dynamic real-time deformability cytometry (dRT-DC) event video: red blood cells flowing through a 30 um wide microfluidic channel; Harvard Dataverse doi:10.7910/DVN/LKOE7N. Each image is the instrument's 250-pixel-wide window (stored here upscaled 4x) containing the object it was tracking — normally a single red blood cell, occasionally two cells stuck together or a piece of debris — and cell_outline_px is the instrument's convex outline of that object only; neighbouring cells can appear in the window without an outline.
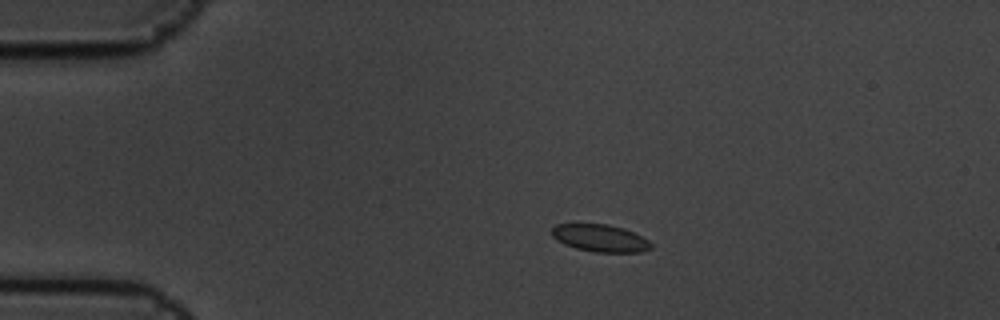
{"species": "common noctule bat (a hibernating species)", "species_latin": "Nyctalus noctula", "temperature_condition": "cold", "stored_images_in_passage": 6, "camera_frame_rate_fps": 3000, "um_per_image_px": 0.085, "animal": {"sex": "male", "body_mass_g": 19.5, "forearm_length_mm": 54.6}, "frame": {"image": 1, "passage_image": 2, "time_ms": 0.333, "image_size_px": [1000, 320], "cell_outline_px": [[652, 248], [640, 252], [596, 252], [576, 248], [564, 244], [556, 240], [552, 236], [552, 228], [556, 224], [608, 224], [624, 228], [648, 240], [652, 244]], "centroid_in_image_um": [51.0, 20.24], "position_along_channel_um": 34.0, "area_um2": 15.72}}
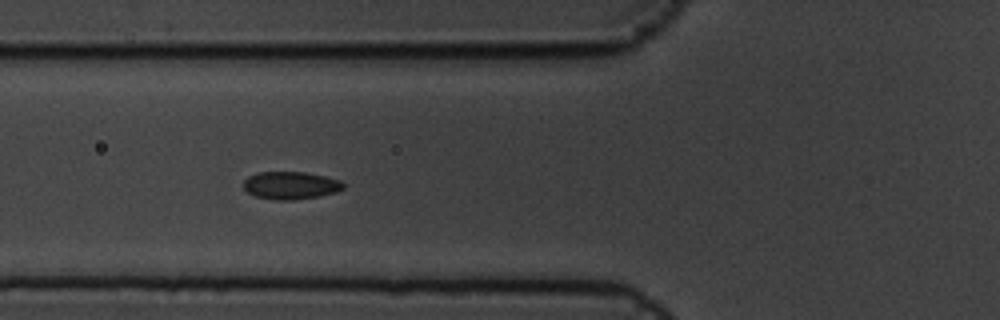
{"frame": {"image": 2, "passage_image": 5, "time_ms": 1.333, "image_size_px": [1000, 320], "cell_outline_px": [[344, 188], [336, 192], [320, 196], [292, 200], [276, 200], [256, 196], [248, 192], [240, 184], [248, 176], [256, 172], [304, 172], [324, 176], [340, 180], [344, 184]], "centroid_in_image_um": [24.67, 15.75], "position_along_channel_um": 101.1, "area_um2": 16.18}}
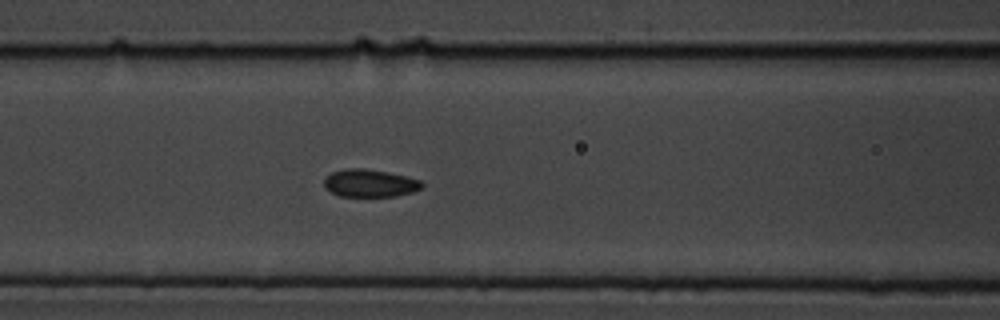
{"frame": {"image": 3, "passage_image": 6, "time_ms": 1.667, "image_size_px": [1000, 320], "cell_outline_px": [[424, 188], [412, 192], [396, 196], [340, 196], [324, 188], [324, 180], [332, 172], [344, 168], [364, 168], [388, 172], [408, 176], [420, 180], [424, 184]], "centroid_in_image_um": [31.47, 15.56], "position_along_channel_um": 135.1, "area_um2": 15.9}}